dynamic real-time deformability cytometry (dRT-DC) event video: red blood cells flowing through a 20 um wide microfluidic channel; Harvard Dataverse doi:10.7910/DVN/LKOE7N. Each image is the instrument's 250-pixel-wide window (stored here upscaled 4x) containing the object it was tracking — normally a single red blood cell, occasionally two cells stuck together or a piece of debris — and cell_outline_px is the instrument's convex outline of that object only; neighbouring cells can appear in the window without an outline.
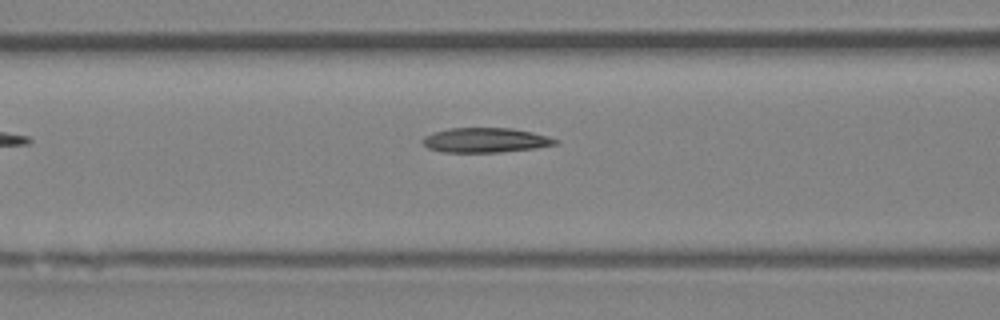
{"species": "Egyptian fruit bat (a non-hibernating species)", "species_latin": "Rousettus aegyptiacus", "temperature_condition": "room temperature", "stored_images_in_passage": 4, "camera_frame_rate_fps": 3000, "um_per_image_px": 0.085, "animal": {"sex": "female"}, "frame": {"image": 1, "passage_image": 4, "time_ms": 3.667, "image_size_px": [1000, 320], "cell_outline_px": [[560, 140], [556, 144], [536, 148], [500, 152], [444, 152], [428, 148], [420, 140], [424, 136], [432, 132], [448, 128], [512, 128], [532, 132], [548, 136]], "centroid_in_image_um": [41.25, 11.91], "position_along_channel_um": 125.4, "area_um2": 19.19}}